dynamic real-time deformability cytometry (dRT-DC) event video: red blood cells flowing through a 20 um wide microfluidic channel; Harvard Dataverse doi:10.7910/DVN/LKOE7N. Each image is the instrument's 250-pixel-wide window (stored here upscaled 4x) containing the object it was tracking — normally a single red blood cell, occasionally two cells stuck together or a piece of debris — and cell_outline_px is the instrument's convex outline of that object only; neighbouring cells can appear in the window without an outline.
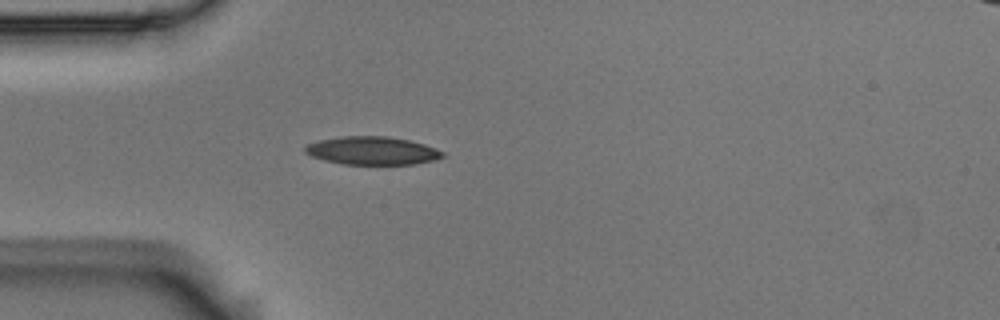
{"species": "Egyptian fruit bat (a non-hibernating species)", "species_latin": "Rousettus aegyptiacus", "temperature_condition": "room temperature", "stored_images_in_passage": 3, "camera_frame_rate_fps": 3000, "um_per_image_px": 0.085, "animal": {"sex": "male"}, "frame": {"image": 1, "passage_image": 3, "time_ms": 0.667, "image_size_px": [1000, 320], "cell_outline_px": [[444, 156], [432, 160], [412, 164], [344, 164], [324, 160], [312, 156], [304, 152], [304, 144], [320, 140], [340, 136], [388, 136], [408, 140], [424, 144], [444, 152]], "centroid_in_image_um": [31.58, 12.8], "position_along_channel_um": 53.4, "area_um2": 22.43}}